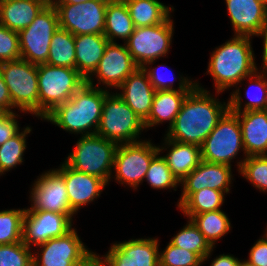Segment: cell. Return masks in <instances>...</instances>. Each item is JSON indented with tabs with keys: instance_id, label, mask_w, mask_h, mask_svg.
Returning <instances> with one entry per match:
<instances>
[{
	"instance_id": "277c9868",
	"label": "cell",
	"mask_w": 267,
	"mask_h": 266,
	"mask_svg": "<svg viewBox=\"0 0 267 266\" xmlns=\"http://www.w3.org/2000/svg\"><path fill=\"white\" fill-rule=\"evenodd\" d=\"M39 117L44 118L56 106L69 100L86 83V79L69 67L37 65Z\"/></svg>"
},
{
	"instance_id": "d6986e66",
	"label": "cell",
	"mask_w": 267,
	"mask_h": 266,
	"mask_svg": "<svg viewBox=\"0 0 267 266\" xmlns=\"http://www.w3.org/2000/svg\"><path fill=\"white\" fill-rule=\"evenodd\" d=\"M137 68L139 67L129 53L126 44L122 46L116 42H108L103 57L93 73L98 77L100 83L118 88Z\"/></svg>"
},
{
	"instance_id": "ab89813d",
	"label": "cell",
	"mask_w": 267,
	"mask_h": 266,
	"mask_svg": "<svg viewBox=\"0 0 267 266\" xmlns=\"http://www.w3.org/2000/svg\"><path fill=\"white\" fill-rule=\"evenodd\" d=\"M21 58L19 34L0 24V63Z\"/></svg>"
},
{
	"instance_id": "9c48e42d",
	"label": "cell",
	"mask_w": 267,
	"mask_h": 266,
	"mask_svg": "<svg viewBox=\"0 0 267 266\" xmlns=\"http://www.w3.org/2000/svg\"><path fill=\"white\" fill-rule=\"evenodd\" d=\"M244 151L242 130L238 117L228 110L201 146V159L231 166V160Z\"/></svg>"
},
{
	"instance_id": "8d00e7d4",
	"label": "cell",
	"mask_w": 267,
	"mask_h": 266,
	"mask_svg": "<svg viewBox=\"0 0 267 266\" xmlns=\"http://www.w3.org/2000/svg\"><path fill=\"white\" fill-rule=\"evenodd\" d=\"M23 241L0 245V266H33V253Z\"/></svg>"
},
{
	"instance_id": "836d02e7",
	"label": "cell",
	"mask_w": 267,
	"mask_h": 266,
	"mask_svg": "<svg viewBox=\"0 0 267 266\" xmlns=\"http://www.w3.org/2000/svg\"><path fill=\"white\" fill-rule=\"evenodd\" d=\"M25 210L10 209L0 211V245L22 241Z\"/></svg>"
},
{
	"instance_id": "9a60e30c",
	"label": "cell",
	"mask_w": 267,
	"mask_h": 266,
	"mask_svg": "<svg viewBox=\"0 0 267 266\" xmlns=\"http://www.w3.org/2000/svg\"><path fill=\"white\" fill-rule=\"evenodd\" d=\"M31 208L26 211H52L66 214L71 220L76 214L69 205L63 177L56 171H47L35 181L31 191Z\"/></svg>"
},
{
	"instance_id": "2e32d148",
	"label": "cell",
	"mask_w": 267,
	"mask_h": 266,
	"mask_svg": "<svg viewBox=\"0 0 267 266\" xmlns=\"http://www.w3.org/2000/svg\"><path fill=\"white\" fill-rule=\"evenodd\" d=\"M72 229V220L52 211H26L23 218V243L30 248L65 235Z\"/></svg>"
},
{
	"instance_id": "ffe728a7",
	"label": "cell",
	"mask_w": 267,
	"mask_h": 266,
	"mask_svg": "<svg viewBox=\"0 0 267 266\" xmlns=\"http://www.w3.org/2000/svg\"><path fill=\"white\" fill-rule=\"evenodd\" d=\"M56 171L63 177L70 208L76 213L83 205L94 201L107 185L102 179L77 171L65 162Z\"/></svg>"
},
{
	"instance_id": "5b68a950",
	"label": "cell",
	"mask_w": 267,
	"mask_h": 266,
	"mask_svg": "<svg viewBox=\"0 0 267 266\" xmlns=\"http://www.w3.org/2000/svg\"><path fill=\"white\" fill-rule=\"evenodd\" d=\"M118 144L98 134L82 136L64 162L71 168L102 179L111 178L115 151Z\"/></svg>"
},
{
	"instance_id": "b9f144b4",
	"label": "cell",
	"mask_w": 267,
	"mask_h": 266,
	"mask_svg": "<svg viewBox=\"0 0 267 266\" xmlns=\"http://www.w3.org/2000/svg\"><path fill=\"white\" fill-rule=\"evenodd\" d=\"M246 262L253 266H267V235L254 244Z\"/></svg>"
},
{
	"instance_id": "cb8c5ba5",
	"label": "cell",
	"mask_w": 267,
	"mask_h": 266,
	"mask_svg": "<svg viewBox=\"0 0 267 266\" xmlns=\"http://www.w3.org/2000/svg\"><path fill=\"white\" fill-rule=\"evenodd\" d=\"M108 42L103 34L75 36L76 70L86 79V83L93 84L91 77L103 57Z\"/></svg>"
},
{
	"instance_id": "ac0fdd59",
	"label": "cell",
	"mask_w": 267,
	"mask_h": 266,
	"mask_svg": "<svg viewBox=\"0 0 267 266\" xmlns=\"http://www.w3.org/2000/svg\"><path fill=\"white\" fill-rule=\"evenodd\" d=\"M231 178V166L201 160L200 164L180 182L183 185V191L178 207L194 192L205 188L228 193Z\"/></svg>"
},
{
	"instance_id": "7402d4cb",
	"label": "cell",
	"mask_w": 267,
	"mask_h": 266,
	"mask_svg": "<svg viewBox=\"0 0 267 266\" xmlns=\"http://www.w3.org/2000/svg\"><path fill=\"white\" fill-rule=\"evenodd\" d=\"M116 93L144 121L150 113L156 93L144 68L139 67L118 87Z\"/></svg>"
},
{
	"instance_id": "4fadbf2b",
	"label": "cell",
	"mask_w": 267,
	"mask_h": 266,
	"mask_svg": "<svg viewBox=\"0 0 267 266\" xmlns=\"http://www.w3.org/2000/svg\"><path fill=\"white\" fill-rule=\"evenodd\" d=\"M38 247L42 249L38 256L33 255V266H78L94 253L87 250L75 228Z\"/></svg>"
},
{
	"instance_id": "44dd1931",
	"label": "cell",
	"mask_w": 267,
	"mask_h": 266,
	"mask_svg": "<svg viewBox=\"0 0 267 266\" xmlns=\"http://www.w3.org/2000/svg\"><path fill=\"white\" fill-rule=\"evenodd\" d=\"M181 79L178 89L156 90L149 116L143 121L145 129L166 120L170 121L169 128L173 125L183 101L196 86V81L192 83L186 77H181Z\"/></svg>"
},
{
	"instance_id": "f1b7e54d",
	"label": "cell",
	"mask_w": 267,
	"mask_h": 266,
	"mask_svg": "<svg viewBox=\"0 0 267 266\" xmlns=\"http://www.w3.org/2000/svg\"><path fill=\"white\" fill-rule=\"evenodd\" d=\"M46 64L76 69L75 35L59 28L51 39Z\"/></svg>"
},
{
	"instance_id": "7bdbcfd3",
	"label": "cell",
	"mask_w": 267,
	"mask_h": 266,
	"mask_svg": "<svg viewBox=\"0 0 267 266\" xmlns=\"http://www.w3.org/2000/svg\"><path fill=\"white\" fill-rule=\"evenodd\" d=\"M149 77V80L155 90H173V82L175 81L174 78H165V76L158 73L159 68H153L150 70L147 67H143ZM156 71V72H155ZM160 71V69H159ZM164 76V77H163ZM170 76V75H169ZM172 76V75H171ZM172 79V80H171ZM168 80V81H166ZM171 80V81H170Z\"/></svg>"
},
{
	"instance_id": "8fae6325",
	"label": "cell",
	"mask_w": 267,
	"mask_h": 266,
	"mask_svg": "<svg viewBox=\"0 0 267 266\" xmlns=\"http://www.w3.org/2000/svg\"><path fill=\"white\" fill-rule=\"evenodd\" d=\"M164 149L167 148L153 146L150 141L118 144L113 163L115 180L136 189L144 180L152 159Z\"/></svg>"
},
{
	"instance_id": "ba28073f",
	"label": "cell",
	"mask_w": 267,
	"mask_h": 266,
	"mask_svg": "<svg viewBox=\"0 0 267 266\" xmlns=\"http://www.w3.org/2000/svg\"><path fill=\"white\" fill-rule=\"evenodd\" d=\"M59 28L57 9L48 3L32 23L18 33L21 58L35 65L45 64L51 39Z\"/></svg>"
},
{
	"instance_id": "7a4b0ae2",
	"label": "cell",
	"mask_w": 267,
	"mask_h": 266,
	"mask_svg": "<svg viewBox=\"0 0 267 266\" xmlns=\"http://www.w3.org/2000/svg\"><path fill=\"white\" fill-rule=\"evenodd\" d=\"M95 86L85 83L69 100L56 106L43 119L70 133H81L82 136L96 134L103 102L109 91Z\"/></svg>"
},
{
	"instance_id": "7c38bea8",
	"label": "cell",
	"mask_w": 267,
	"mask_h": 266,
	"mask_svg": "<svg viewBox=\"0 0 267 266\" xmlns=\"http://www.w3.org/2000/svg\"><path fill=\"white\" fill-rule=\"evenodd\" d=\"M109 0H89L80 4L51 5L57 9L59 27L73 35L103 34Z\"/></svg>"
},
{
	"instance_id": "6da1fadb",
	"label": "cell",
	"mask_w": 267,
	"mask_h": 266,
	"mask_svg": "<svg viewBox=\"0 0 267 266\" xmlns=\"http://www.w3.org/2000/svg\"><path fill=\"white\" fill-rule=\"evenodd\" d=\"M217 100L219 99L211 97L209 91L196 83L183 101L166 138L201 147L218 121L229 110L228 103L222 104Z\"/></svg>"
},
{
	"instance_id": "f6af8a7d",
	"label": "cell",
	"mask_w": 267,
	"mask_h": 266,
	"mask_svg": "<svg viewBox=\"0 0 267 266\" xmlns=\"http://www.w3.org/2000/svg\"><path fill=\"white\" fill-rule=\"evenodd\" d=\"M240 261L234 256L222 254L216 257L210 266H238Z\"/></svg>"
},
{
	"instance_id": "484cf974",
	"label": "cell",
	"mask_w": 267,
	"mask_h": 266,
	"mask_svg": "<svg viewBox=\"0 0 267 266\" xmlns=\"http://www.w3.org/2000/svg\"><path fill=\"white\" fill-rule=\"evenodd\" d=\"M165 145H170L172 148L166 156H162L172 174L181 182L189 175L201 162V147L182 143L175 140H170L165 137Z\"/></svg>"
},
{
	"instance_id": "681fc988",
	"label": "cell",
	"mask_w": 267,
	"mask_h": 266,
	"mask_svg": "<svg viewBox=\"0 0 267 266\" xmlns=\"http://www.w3.org/2000/svg\"><path fill=\"white\" fill-rule=\"evenodd\" d=\"M238 266H253V265H250L248 262H246L245 260L243 262L240 261L239 265Z\"/></svg>"
},
{
	"instance_id": "e575fe53",
	"label": "cell",
	"mask_w": 267,
	"mask_h": 266,
	"mask_svg": "<svg viewBox=\"0 0 267 266\" xmlns=\"http://www.w3.org/2000/svg\"><path fill=\"white\" fill-rule=\"evenodd\" d=\"M237 163L242 176L260 191H267V155L248 156Z\"/></svg>"
},
{
	"instance_id": "f35d334b",
	"label": "cell",
	"mask_w": 267,
	"mask_h": 266,
	"mask_svg": "<svg viewBox=\"0 0 267 266\" xmlns=\"http://www.w3.org/2000/svg\"><path fill=\"white\" fill-rule=\"evenodd\" d=\"M256 72L257 71L249 75V79L251 80L252 85L255 84V86L258 87L257 90L254 88L258 92L255 94L253 93L252 95L251 92L247 90L246 96L248 98L250 97L251 100H249V102L244 104V108L242 112H246L250 110H266L267 109V78H266L267 65L263 66V70L261 71L263 73L259 74V72L257 73Z\"/></svg>"
},
{
	"instance_id": "4dcf8cb0",
	"label": "cell",
	"mask_w": 267,
	"mask_h": 266,
	"mask_svg": "<svg viewBox=\"0 0 267 266\" xmlns=\"http://www.w3.org/2000/svg\"><path fill=\"white\" fill-rule=\"evenodd\" d=\"M224 194L219 190L205 188L194 192L179 208L189 219L197 214L220 210Z\"/></svg>"
},
{
	"instance_id": "816d5d0a",
	"label": "cell",
	"mask_w": 267,
	"mask_h": 266,
	"mask_svg": "<svg viewBox=\"0 0 267 266\" xmlns=\"http://www.w3.org/2000/svg\"><path fill=\"white\" fill-rule=\"evenodd\" d=\"M5 112L2 110V109H0V116L2 115V114H4Z\"/></svg>"
},
{
	"instance_id": "bcb514c9",
	"label": "cell",
	"mask_w": 267,
	"mask_h": 266,
	"mask_svg": "<svg viewBox=\"0 0 267 266\" xmlns=\"http://www.w3.org/2000/svg\"><path fill=\"white\" fill-rule=\"evenodd\" d=\"M260 36V37H263V43H264V49H263V66L264 65H267V10H266V13H265V17H264V20H263V23L258 31V33L256 34V36Z\"/></svg>"
},
{
	"instance_id": "7dc6e473",
	"label": "cell",
	"mask_w": 267,
	"mask_h": 266,
	"mask_svg": "<svg viewBox=\"0 0 267 266\" xmlns=\"http://www.w3.org/2000/svg\"><path fill=\"white\" fill-rule=\"evenodd\" d=\"M78 266H103L102 259L93 253L87 260Z\"/></svg>"
},
{
	"instance_id": "74e56055",
	"label": "cell",
	"mask_w": 267,
	"mask_h": 266,
	"mask_svg": "<svg viewBox=\"0 0 267 266\" xmlns=\"http://www.w3.org/2000/svg\"><path fill=\"white\" fill-rule=\"evenodd\" d=\"M202 259L194 252L181 249L170 242L159 253V266H200Z\"/></svg>"
},
{
	"instance_id": "52a82bcc",
	"label": "cell",
	"mask_w": 267,
	"mask_h": 266,
	"mask_svg": "<svg viewBox=\"0 0 267 266\" xmlns=\"http://www.w3.org/2000/svg\"><path fill=\"white\" fill-rule=\"evenodd\" d=\"M144 129V122L117 94L108 93L105 96L96 134L124 144L140 141L137 138Z\"/></svg>"
},
{
	"instance_id": "d6a6232c",
	"label": "cell",
	"mask_w": 267,
	"mask_h": 266,
	"mask_svg": "<svg viewBox=\"0 0 267 266\" xmlns=\"http://www.w3.org/2000/svg\"><path fill=\"white\" fill-rule=\"evenodd\" d=\"M31 132L30 127H26L23 132H18L15 136L0 145V174L11 170L16 165L23 162V154L26 149V136Z\"/></svg>"
},
{
	"instance_id": "3957f363",
	"label": "cell",
	"mask_w": 267,
	"mask_h": 266,
	"mask_svg": "<svg viewBox=\"0 0 267 266\" xmlns=\"http://www.w3.org/2000/svg\"><path fill=\"white\" fill-rule=\"evenodd\" d=\"M212 52L207 73L213 77L217 93L235 86L258 70L255 64L250 38L234 35Z\"/></svg>"
},
{
	"instance_id": "c3c4849f",
	"label": "cell",
	"mask_w": 267,
	"mask_h": 266,
	"mask_svg": "<svg viewBox=\"0 0 267 266\" xmlns=\"http://www.w3.org/2000/svg\"><path fill=\"white\" fill-rule=\"evenodd\" d=\"M89 0H48L50 5L80 4Z\"/></svg>"
},
{
	"instance_id": "f546056e",
	"label": "cell",
	"mask_w": 267,
	"mask_h": 266,
	"mask_svg": "<svg viewBox=\"0 0 267 266\" xmlns=\"http://www.w3.org/2000/svg\"><path fill=\"white\" fill-rule=\"evenodd\" d=\"M191 220L212 248L216 244L215 241L223 237L231 229L228 216L222 210L197 214Z\"/></svg>"
},
{
	"instance_id": "d590c367",
	"label": "cell",
	"mask_w": 267,
	"mask_h": 266,
	"mask_svg": "<svg viewBox=\"0 0 267 266\" xmlns=\"http://www.w3.org/2000/svg\"><path fill=\"white\" fill-rule=\"evenodd\" d=\"M157 154L151 161L149 169L145 175L147 182L153 189L175 188L180 182L172 174L165 159Z\"/></svg>"
},
{
	"instance_id": "603a6c76",
	"label": "cell",
	"mask_w": 267,
	"mask_h": 266,
	"mask_svg": "<svg viewBox=\"0 0 267 266\" xmlns=\"http://www.w3.org/2000/svg\"><path fill=\"white\" fill-rule=\"evenodd\" d=\"M235 35L256 36L267 6L256 0H225Z\"/></svg>"
},
{
	"instance_id": "1f68e13d",
	"label": "cell",
	"mask_w": 267,
	"mask_h": 266,
	"mask_svg": "<svg viewBox=\"0 0 267 266\" xmlns=\"http://www.w3.org/2000/svg\"><path fill=\"white\" fill-rule=\"evenodd\" d=\"M170 243L181 249L196 253L202 261L207 260L213 251V248L191 219L188 221V225L170 240Z\"/></svg>"
},
{
	"instance_id": "ee69618b",
	"label": "cell",
	"mask_w": 267,
	"mask_h": 266,
	"mask_svg": "<svg viewBox=\"0 0 267 266\" xmlns=\"http://www.w3.org/2000/svg\"><path fill=\"white\" fill-rule=\"evenodd\" d=\"M0 109L4 112H13L11 97L8 91V87L3 79V76L0 72Z\"/></svg>"
},
{
	"instance_id": "4316f807",
	"label": "cell",
	"mask_w": 267,
	"mask_h": 266,
	"mask_svg": "<svg viewBox=\"0 0 267 266\" xmlns=\"http://www.w3.org/2000/svg\"><path fill=\"white\" fill-rule=\"evenodd\" d=\"M135 27L124 0H109L105 14L103 35L114 42L115 37L128 40Z\"/></svg>"
},
{
	"instance_id": "8992f818",
	"label": "cell",
	"mask_w": 267,
	"mask_h": 266,
	"mask_svg": "<svg viewBox=\"0 0 267 266\" xmlns=\"http://www.w3.org/2000/svg\"><path fill=\"white\" fill-rule=\"evenodd\" d=\"M0 72L8 87L12 109L19 108L39 117L37 65L20 58L0 63Z\"/></svg>"
},
{
	"instance_id": "5bb4252c",
	"label": "cell",
	"mask_w": 267,
	"mask_h": 266,
	"mask_svg": "<svg viewBox=\"0 0 267 266\" xmlns=\"http://www.w3.org/2000/svg\"><path fill=\"white\" fill-rule=\"evenodd\" d=\"M241 104L240 90L236 89L228 105L240 122L246 157L267 155V109L241 112Z\"/></svg>"
},
{
	"instance_id": "e0dca14e",
	"label": "cell",
	"mask_w": 267,
	"mask_h": 266,
	"mask_svg": "<svg viewBox=\"0 0 267 266\" xmlns=\"http://www.w3.org/2000/svg\"><path fill=\"white\" fill-rule=\"evenodd\" d=\"M157 239H131L115 243L102 259L103 266H159Z\"/></svg>"
},
{
	"instance_id": "30bf717a",
	"label": "cell",
	"mask_w": 267,
	"mask_h": 266,
	"mask_svg": "<svg viewBox=\"0 0 267 266\" xmlns=\"http://www.w3.org/2000/svg\"><path fill=\"white\" fill-rule=\"evenodd\" d=\"M173 31V21L169 16L161 24L136 27L124 44L137 66L147 67L158 58L168 54Z\"/></svg>"
},
{
	"instance_id": "f907efd6",
	"label": "cell",
	"mask_w": 267,
	"mask_h": 266,
	"mask_svg": "<svg viewBox=\"0 0 267 266\" xmlns=\"http://www.w3.org/2000/svg\"><path fill=\"white\" fill-rule=\"evenodd\" d=\"M256 1L262 2L267 6V0H256Z\"/></svg>"
},
{
	"instance_id": "60d3db41",
	"label": "cell",
	"mask_w": 267,
	"mask_h": 266,
	"mask_svg": "<svg viewBox=\"0 0 267 266\" xmlns=\"http://www.w3.org/2000/svg\"><path fill=\"white\" fill-rule=\"evenodd\" d=\"M14 112H5L0 116V145L19 132V123Z\"/></svg>"
},
{
	"instance_id": "d4e9b609",
	"label": "cell",
	"mask_w": 267,
	"mask_h": 266,
	"mask_svg": "<svg viewBox=\"0 0 267 266\" xmlns=\"http://www.w3.org/2000/svg\"><path fill=\"white\" fill-rule=\"evenodd\" d=\"M48 3V0H3L0 2V24L19 33Z\"/></svg>"
},
{
	"instance_id": "83f0119b",
	"label": "cell",
	"mask_w": 267,
	"mask_h": 266,
	"mask_svg": "<svg viewBox=\"0 0 267 266\" xmlns=\"http://www.w3.org/2000/svg\"><path fill=\"white\" fill-rule=\"evenodd\" d=\"M134 27H148L163 23L173 7H168L158 0H124Z\"/></svg>"
}]
</instances>
